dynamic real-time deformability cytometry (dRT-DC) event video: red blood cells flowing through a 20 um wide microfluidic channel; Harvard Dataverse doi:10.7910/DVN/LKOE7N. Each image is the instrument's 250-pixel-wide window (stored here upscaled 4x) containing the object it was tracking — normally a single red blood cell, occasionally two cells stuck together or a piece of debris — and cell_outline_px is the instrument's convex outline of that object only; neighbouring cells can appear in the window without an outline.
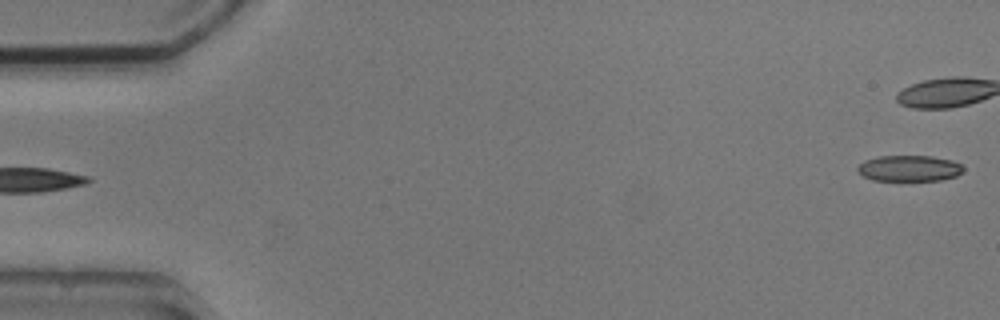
{"species": "common noctule bat (a hibernating species)", "species_latin": "Nyctalus noctula", "temperature_condition": "cold", "stored_images_in_passage": 5, "camera_frame_rate_fps": 3000, "um_per_image_px": 0.085, "animal": {"sex": "male", "body_mass_g": 20.5, "forearm_length_mm": 52.5}, "frame": {"image": 1, "passage_image": 5, "time_ms": 5.667, "image_size_px": [1000, 320], "cell_outline_px": [[964, 168], [956, 176], [940, 180], [872, 180], [856, 172], [856, 168], [864, 160], [880, 156], [932, 156], [952, 160], [960, 164]], "centroid_in_image_um": [77.25, 14.3], "position_along_channel_um": 7.8, "area_um2": 15.95}}